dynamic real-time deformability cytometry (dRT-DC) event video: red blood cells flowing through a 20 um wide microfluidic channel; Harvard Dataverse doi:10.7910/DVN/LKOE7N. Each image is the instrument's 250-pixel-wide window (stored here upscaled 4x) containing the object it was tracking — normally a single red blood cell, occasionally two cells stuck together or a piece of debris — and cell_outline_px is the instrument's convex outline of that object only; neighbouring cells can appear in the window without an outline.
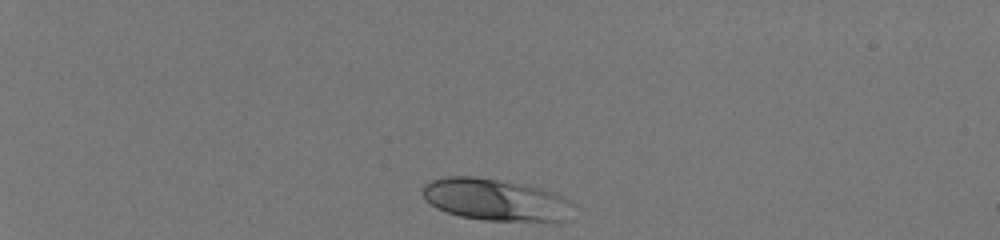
{"species": "human", "species_latin": "Homo sapiens", "temperature_condition": "room temperature", "stored_images_in_passage": 36, "camera_frame_rate_fps": 3000, "um_per_image_px": 0.085, "donor": {"sex": "male"}, "frame": {"image": 1, "passage_image": 1, "time_ms": 0.0, "image_size_px": [1000, 240], "cell_outline_px": [[572, 204], [568, 220], [556, 224], [484, 220], [460, 216], [436, 208], [424, 200], [420, 192], [424, 184], [432, 180], [448, 176], [472, 176], [520, 184], [540, 188], [556, 192], [572, 200]], "centroid_in_image_um": [42.19, 17.02], "position_along_channel_um": 42.8, "area_um2": 37.8}}
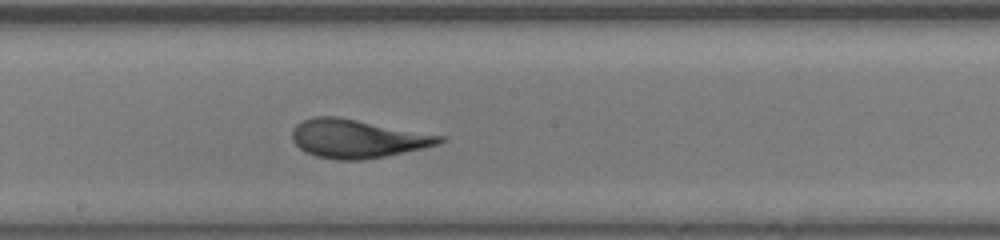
{"frame": {"image": 2, "passage_image": 20, "time_ms": 6.333, "image_size_px": [1000, 240], "cell_outline_px": [[448, 136], [440, 144], [384, 156], [360, 160], [336, 160], [316, 156], [304, 152], [292, 140], [292, 132], [296, 124], [312, 116], [336, 116]], "centroid_in_image_um": [30.38, 11.78], "position_along_channel_um": 217.8, "area_um2": 33.12}}
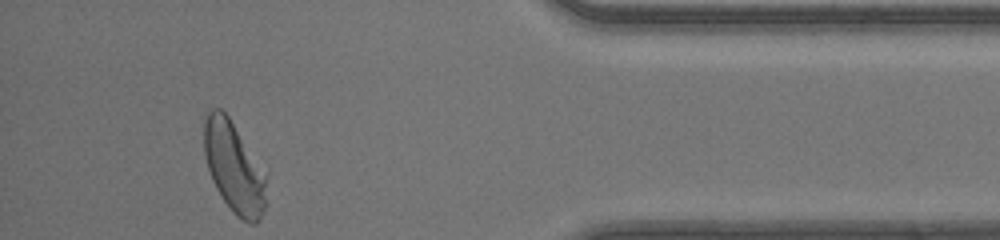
{"frame": {"image": 3, "passage_image": 36, "time_ms": 11.667, "image_size_px": [1000, 240], "cell_outline_px": [[268, 204], [264, 212], [256, 224], [252, 224], [236, 216], [232, 212], [216, 188], [212, 180], [208, 168], [204, 152], [200, 120], [212, 108], [220, 108], [228, 116], [268, 172]], "centroid_in_image_um": [19.92, 14.2], "position_along_channel_um": 415.3, "area_um2": 34.51}}